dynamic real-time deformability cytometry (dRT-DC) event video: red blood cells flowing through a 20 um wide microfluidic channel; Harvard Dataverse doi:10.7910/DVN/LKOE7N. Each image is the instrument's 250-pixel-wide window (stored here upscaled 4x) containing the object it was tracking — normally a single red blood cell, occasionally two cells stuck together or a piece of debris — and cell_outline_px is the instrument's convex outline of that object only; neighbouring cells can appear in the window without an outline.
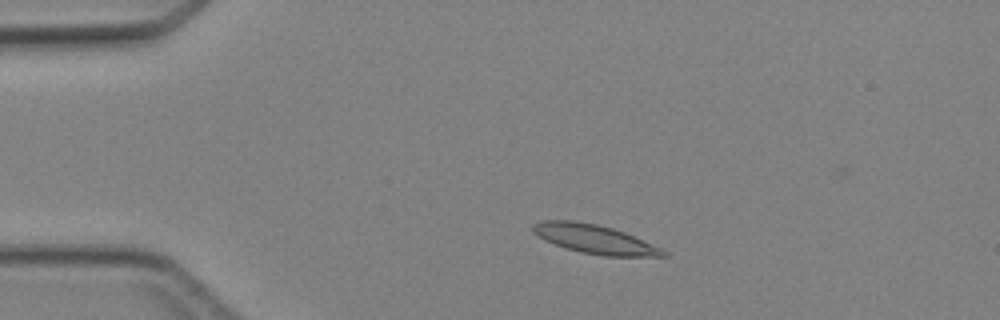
{"species": "Egyptian fruit bat (a non-hibernating species)", "species_latin": "Rousettus aegyptiacus", "temperature_condition": "cold", "stored_images_in_passage": 3, "camera_frame_rate_fps": 3000, "um_per_image_px": 0.085, "animal": {"sex": "female"}, "frame": {"image": 1, "passage_image": 2, "time_ms": 1.0, "image_size_px": [1000, 320], "cell_outline_px": [[668, 256], [604, 256], [580, 252], [544, 240], [532, 232], [532, 224], [540, 220], [572, 220], [596, 224], [612, 228], [624, 232], [660, 248], [668, 252]], "centroid_in_image_um": [50.49, 20.31], "position_along_channel_um": 34.5, "area_um2": 21.73}}
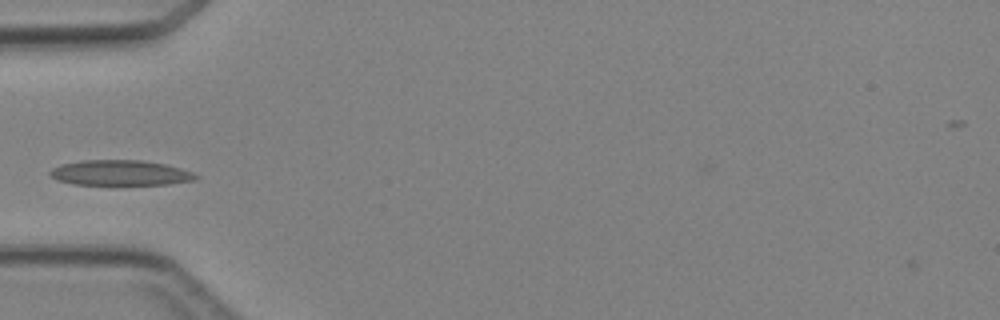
{"frame": {"image": 2, "passage_image": 3, "time_ms": 3.0, "image_size_px": [1000, 320], "cell_outline_px": [[200, 176], [196, 180], [168, 184], [72, 184], [56, 180], [48, 172], [52, 168], [60, 164], [80, 160], [140, 160], [164, 164], [180, 168], [192, 172]], "centroid_in_image_um": [10.2, 14.68], "position_along_channel_um": 74.8, "area_um2": 21.44}}